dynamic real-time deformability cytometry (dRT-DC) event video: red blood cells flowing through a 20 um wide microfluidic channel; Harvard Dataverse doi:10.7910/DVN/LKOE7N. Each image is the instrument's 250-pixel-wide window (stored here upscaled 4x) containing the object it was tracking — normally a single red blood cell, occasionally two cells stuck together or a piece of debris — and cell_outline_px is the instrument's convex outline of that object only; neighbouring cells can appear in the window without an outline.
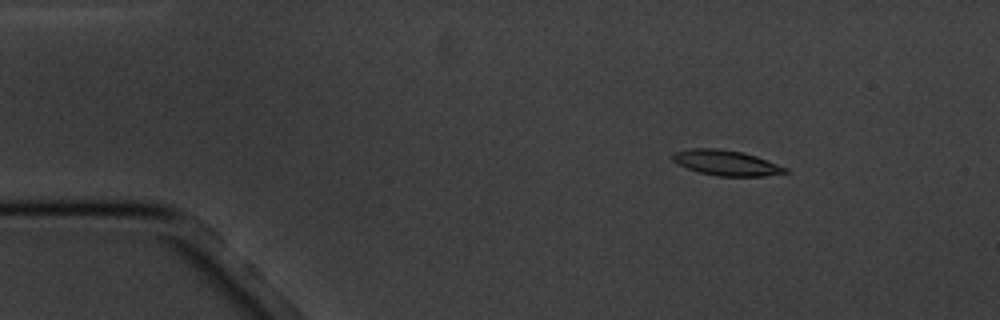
{"species": "common noctule bat (a hibernating species)", "species_latin": "Nyctalus noctula", "temperature_condition": "cold", "stored_images_in_passage": 7, "camera_frame_rate_fps": 3000, "um_per_image_px": 0.085, "animal": {"sex": "male", "body_mass_g": 20.1, "forearm_length_mm": 53.5}, "frame": {"image": 1, "passage_image": 3, "time_ms": 2.333, "image_size_px": [1000, 320], "cell_outline_px": [[788, 172], [764, 176], [716, 176], [700, 172], [676, 164], [672, 160], [672, 152], [688, 148], [716, 148], [744, 152], [756, 156], [788, 168]], "centroid_in_image_um": [61.69, 13.83], "position_along_channel_um": 23.3, "area_um2": 16.7}}
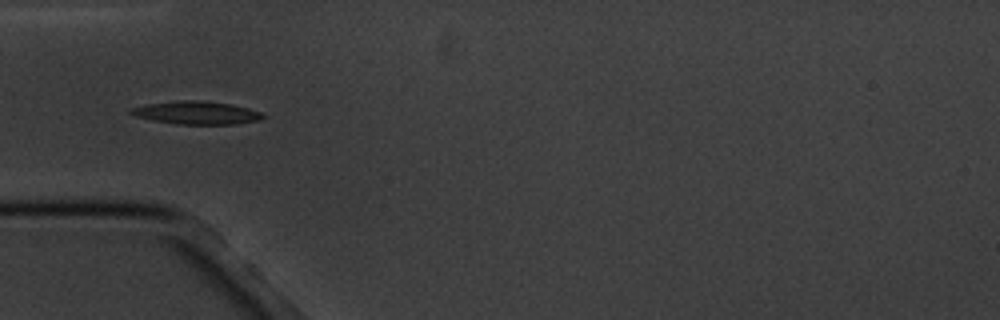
{"frame": {"image": 2, "passage_image": 6, "time_ms": 5.667, "image_size_px": [1000, 320], "cell_outline_px": [[268, 116], [260, 120], [236, 124], [176, 124], [152, 120], [136, 116], [128, 112], [128, 108], [148, 104], [180, 100], [200, 100], [232, 104], [248, 108], [260, 112]], "centroid_in_image_um": [16.72, 9.58], "position_along_channel_um": 68.3, "area_um2": 17.8}}
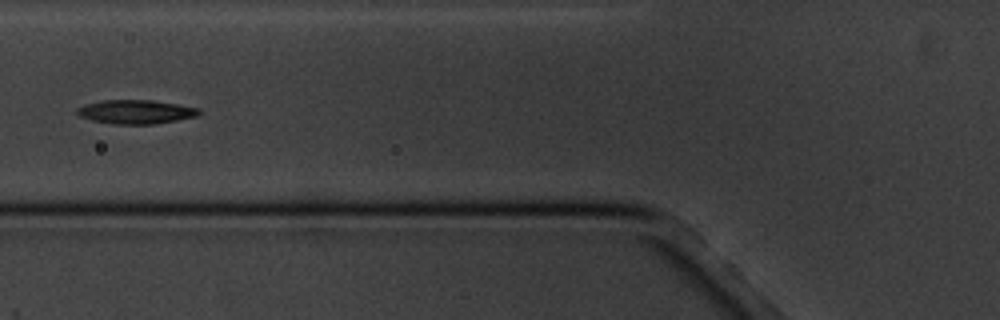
{"frame": {"image": 3, "passage_image": 7, "time_ms": 7.0, "image_size_px": [1000, 320], "cell_outline_px": [[200, 112], [196, 116], [176, 120], [152, 124], [112, 124], [92, 120], [80, 116], [76, 112], [76, 108], [88, 104], [104, 100], [152, 100], [200, 108]], "centroid_in_image_um": [11.54, 9.5], "position_along_channel_um": 114.3, "area_um2": 16.76}}